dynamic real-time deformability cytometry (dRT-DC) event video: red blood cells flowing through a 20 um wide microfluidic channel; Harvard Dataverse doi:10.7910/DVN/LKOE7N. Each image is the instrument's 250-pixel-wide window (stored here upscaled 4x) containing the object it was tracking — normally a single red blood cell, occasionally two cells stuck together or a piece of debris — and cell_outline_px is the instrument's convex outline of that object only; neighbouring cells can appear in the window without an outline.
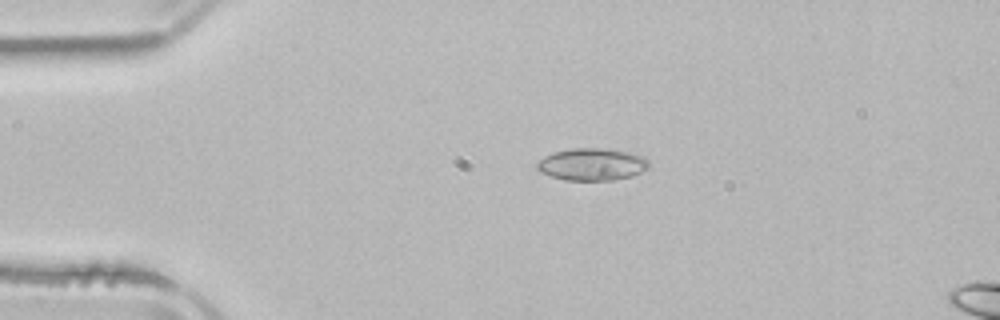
{"species": "common noctule bat (a hibernating species)", "species_latin": "Nyctalus noctula", "temperature_condition": "room temperature", "stored_images_in_passage": 3, "camera_frame_rate_fps": 3000, "um_per_image_px": 0.085, "animal": {"sex": "male", "body_mass_g": 21.5, "forearm_length_mm": 52.0}, "frame": {"image": 1, "passage_image": 2, "time_ms": 1.333, "image_size_px": [1000, 320], "cell_outline_px": [[648, 168], [632, 176], [612, 180], [564, 180], [540, 172], [536, 168], [536, 164], [544, 156], [552, 152], [572, 148], [600, 148], [628, 152], [644, 156], [648, 160]], "centroid_in_image_um": [50.3, 13.96], "position_along_channel_um": 34.7, "area_um2": 20.98}}